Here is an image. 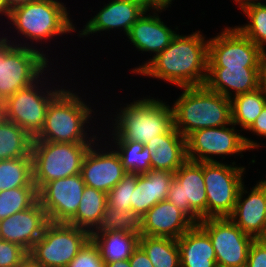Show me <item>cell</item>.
<instances>
[{
    "label": "cell",
    "mask_w": 266,
    "mask_h": 267,
    "mask_svg": "<svg viewBox=\"0 0 266 267\" xmlns=\"http://www.w3.org/2000/svg\"><path fill=\"white\" fill-rule=\"evenodd\" d=\"M181 89V96L171 107L174 127L185 138L200 129L231 125V99L205 85Z\"/></svg>",
    "instance_id": "7a4b0ae2"
},
{
    "label": "cell",
    "mask_w": 266,
    "mask_h": 267,
    "mask_svg": "<svg viewBox=\"0 0 266 267\" xmlns=\"http://www.w3.org/2000/svg\"><path fill=\"white\" fill-rule=\"evenodd\" d=\"M245 186H241L234 211L229 218L244 233L258 239L262 235L265 220L266 182L261 179L251 191H247ZM247 193L249 194L245 198L244 194Z\"/></svg>",
    "instance_id": "44dd1931"
},
{
    "label": "cell",
    "mask_w": 266,
    "mask_h": 267,
    "mask_svg": "<svg viewBox=\"0 0 266 267\" xmlns=\"http://www.w3.org/2000/svg\"><path fill=\"white\" fill-rule=\"evenodd\" d=\"M139 237L114 231L91 233V240L98 247L104 263L128 260L139 245Z\"/></svg>",
    "instance_id": "484cf974"
},
{
    "label": "cell",
    "mask_w": 266,
    "mask_h": 267,
    "mask_svg": "<svg viewBox=\"0 0 266 267\" xmlns=\"http://www.w3.org/2000/svg\"><path fill=\"white\" fill-rule=\"evenodd\" d=\"M107 204V193L85 186L77 212L68 224L93 233L99 227Z\"/></svg>",
    "instance_id": "4316f807"
},
{
    "label": "cell",
    "mask_w": 266,
    "mask_h": 267,
    "mask_svg": "<svg viewBox=\"0 0 266 267\" xmlns=\"http://www.w3.org/2000/svg\"><path fill=\"white\" fill-rule=\"evenodd\" d=\"M204 85L232 99L259 88V67H208Z\"/></svg>",
    "instance_id": "7402d4cb"
},
{
    "label": "cell",
    "mask_w": 266,
    "mask_h": 267,
    "mask_svg": "<svg viewBox=\"0 0 266 267\" xmlns=\"http://www.w3.org/2000/svg\"><path fill=\"white\" fill-rule=\"evenodd\" d=\"M240 9L250 20L243 26L235 27L263 52H266V4L259 1L258 3L247 4Z\"/></svg>",
    "instance_id": "836d02e7"
},
{
    "label": "cell",
    "mask_w": 266,
    "mask_h": 267,
    "mask_svg": "<svg viewBox=\"0 0 266 267\" xmlns=\"http://www.w3.org/2000/svg\"><path fill=\"white\" fill-rule=\"evenodd\" d=\"M139 246L145 251L154 267H180L177 239L141 235Z\"/></svg>",
    "instance_id": "f546056e"
},
{
    "label": "cell",
    "mask_w": 266,
    "mask_h": 267,
    "mask_svg": "<svg viewBox=\"0 0 266 267\" xmlns=\"http://www.w3.org/2000/svg\"><path fill=\"white\" fill-rule=\"evenodd\" d=\"M99 148L96 142L90 146L82 163L81 175L86 186L108 193L122 180L126 171L115 148L108 151L106 147L104 150Z\"/></svg>",
    "instance_id": "2e32d148"
},
{
    "label": "cell",
    "mask_w": 266,
    "mask_h": 267,
    "mask_svg": "<svg viewBox=\"0 0 266 267\" xmlns=\"http://www.w3.org/2000/svg\"><path fill=\"white\" fill-rule=\"evenodd\" d=\"M167 200L183 211L195 224L207 218L203 162L187 160L174 173Z\"/></svg>",
    "instance_id": "7c38bea8"
},
{
    "label": "cell",
    "mask_w": 266,
    "mask_h": 267,
    "mask_svg": "<svg viewBox=\"0 0 266 267\" xmlns=\"http://www.w3.org/2000/svg\"><path fill=\"white\" fill-rule=\"evenodd\" d=\"M222 127L200 129L186 138L187 159L195 162H217L214 157L241 155L242 152L260 148V143L243 136L231 123ZM214 155V157H213Z\"/></svg>",
    "instance_id": "8fae6325"
},
{
    "label": "cell",
    "mask_w": 266,
    "mask_h": 267,
    "mask_svg": "<svg viewBox=\"0 0 266 267\" xmlns=\"http://www.w3.org/2000/svg\"><path fill=\"white\" fill-rule=\"evenodd\" d=\"M155 4H171L173 0H151Z\"/></svg>",
    "instance_id": "681fc988"
},
{
    "label": "cell",
    "mask_w": 266,
    "mask_h": 267,
    "mask_svg": "<svg viewBox=\"0 0 266 267\" xmlns=\"http://www.w3.org/2000/svg\"><path fill=\"white\" fill-rule=\"evenodd\" d=\"M198 225L211 239L218 267H246L251 243L255 240L252 236L229 217L205 218Z\"/></svg>",
    "instance_id": "4fadbf2b"
},
{
    "label": "cell",
    "mask_w": 266,
    "mask_h": 267,
    "mask_svg": "<svg viewBox=\"0 0 266 267\" xmlns=\"http://www.w3.org/2000/svg\"><path fill=\"white\" fill-rule=\"evenodd\" d=\"M258 240L266 241V207H265V220L262 229V235L258 238Z\"/></svg>",
    "instance_id": "7dc6e473"
},
{
    "label": "cell",
    "mask_w": 266,
    "mask_h": 267,
    "mask_svg": "<svg viewBox=\"0 0 266 267\" xmlns=\"http://www.w3.org/2000/svg\"><path fill=\"white\" fill-rule=\"evenodd\" d=\"M266 106V93L258 88L254 91L233 96L231 99L232 123L241 131L248 130Z\"/></svg>",
    "instance_id": "f1b7e54d"
},
{
    "label": "cell",
    "mask_w": 266,
    "mask_h": 267,
    "mask_svg": "<svg viewBox=\"0 0 266 267\" xmlns=\"http://www.w3.org/2000/svg\"><path fill=\"white\" fill-rule=\"evenodd\" d=\"M119 109L112 125V141L149 143L174 127L173 111L161 99L142 98Z\"/></svg>",
    "instance_id": "277c9868"
},
{
    "label": "cell",
    "mask_w": 266,
    "mask_h": 267,
    "mask_svg": "<svg viewBox=\"0 0 266 267\" xmlns=\"http://www.w3.org/2000/svg\"><path fill=\"white\" fill-rule=\"evenodd\" d=\"M174 173L151 169L138 174L136 188L132 193L131 209L140 218L158 202L167 199Z\"/></svg>",
    "instance_id": "603a6c76"
},
{
    "label": "cell",
    "mask_w": 266,
    "mask_h": 267,
    "mask_svg": "<svg viewBox=\"0 0 266 267\" xmlns=\"http://www.w3.org/2000/svg\"><path fill=\"white\" fill-rule=\"evenodd\" d=\"M126 173L145 174L151 170V153L143 143L113 141Z\"/></svg>",
    "instance_id": "1f68e13d"
},
{
    "label": "cell",
    "mask_w": 266,
    "mask_h": 267,
    "mask_svg": "<svg viewBox=\"0 0 266 267\" xmlns=\"http://www.w3.org/2000/svg\"><path fill=\"white\" fill-rule=\"evenodd\" d=\"M208 40V67H259L264 52L235 26Z\"/></svg>",
    "instance_id": "5bb4252c"
},
{
    "label": "cell",
    "mask_w": 266,
    "mask_h": 267,
    "mask_svg": "<svg viewBox=\"0 0 266 267\" xmlns=\"http://www.w3.org/2000/svg\"><path fill=\"white\" fill-rule=\"evenodd\" d=\"M66 267H105V263L90 239Z\"/></svg>",
    "instance_id": "8d00e7d4"
},
{
    "label": "cell",
    "mask_w": 266,
    "mask_h": 267,
    "mask_svg": "<svg viewBox=\"0 0 266 267\" xmlns=\"http://www.w3.org/2000/svg\"><path fill=\"white\" fill-rule=\"evenodd\" d=\"M170 4H152L132 25L127 38L138 51L153 53L154 56L162 52L177 34L169 28L159 17L158 12L167 9ZM153 9V14H147ZM155 52V54H154Z\"/></svg>",
    "instance_id": "ac0fdd59"
},
{
    "label": "cell",
    "mask_w": 266,
    "mask_h": 267,
    "mask_svg": "<svg viewBox=\"0 0 266 267\" xmlns=\"http://www.w3.org/2000/svg\"><path fill=\"white\" fill-rule=\"evenodd\" d=\"M28 258V252L16 243L0 239V267H19Z\"/></svg>",
    "instance_id": "74e56055"
},
{
    "label": "cell",
    "mask_w": 266,
    "mask_h": 267,
    "mask_svg": "<svg viewBox=\"0 0 266 267\" xmlns=\"http://www.w3.org/2000/svg\"><path fill=\"white\" fill-rule=\"evenodd\" d=\"M18 187H36L32 157L0 160V192Z\"/></svg>",
    "instance_id": "4dcf8cb0"
},
{
    "label": "cell",
    "mask_w": 266,
    "mask_h": 267,
    "mask_svg": "<svg viewBox=\"0 0 266 267\" xmlns=\"http://www.w3.org/2000/svg\"><path fill=\"white\" fill-rule=\"evenodd\" d=\"M65 6L58 0H33L9 11L7 18L12 22L17 34L32 42L31 45L27 42L15 44L36 48L32 46L34 40L35 43L47 39L51 41V38L57 35L77 31Z\"/></svg>",
    "instance_id": "5b68a950"
},
{
    "label": "cell",
    "mask_w": 266,
    "mask_h": 267,
    "mask_svg": "<svg viewBox=\"0 0 266 267\" xmlns=\"http://www.w3.org/2000/svg\"><path fill=\"white\" fill-rule=\"evenodd\" d=\"M105 267H131L129 260H120L111 263H105Z\"/></svg>",
    "instance_id": "ee69618b"
},
{
    "label": "cell",
    "mask_w": 266,
    "mask_h": 267,
    "mask_svg": "<svg viewBox=\"0 0 266 267\" xmlns=\"http://www.w3.org/2000/svg\"><path fill=\"white\" fill-rule=\"evenodd\" d=\"M85 186L81 173L46 183L38 197L48 221L68 223L77 212Z\"/></svg>",
    "instance_id": "9a60e30c"
},
{
    "label": "cell",
    "mask_w": 266,
    "mask_h": 267,
    "mask_svg": "<svg viewBox=\"0 0 266 267\" xmlns=\"http://www.w3.org/2000/svg\"><path fill=\"white\" fill-rule=\"evenodd\" d=\"M247 131H252L259 137H266V106Z\"/></svg>",
    "instance_id": "60d3db41"
},
{
    "label": "cell",
    "mask_w": 266,
    "mask_h": 267,
    "mask_svg": "<svg viewBox=\"0 0 266 267\" xmlns=\"http://www.w3.org/2000/svg\"><path fill=\"white\" fill-rule=\"evenodd\" d=\"M39 50L0 37V104L48 72V56Z\"/></svg>",
    "instance_id": "8992f818"
},
{
    "label": "cell",
    "mask_w": 266,
    "mask_h": 267,
    "mask_svg": "<svg viewBox=\"0 0 266 267\" xmlns=\"http://www.w3.org/2000/svg\"><path fill=\"white\" fill-rule=\"evenodd\" d=\"M180 267H218L209 235L194 224L177 239Z\"/></svg>",
    "instance_id": "d4e9b609"
},
{
    "label": "cell",
    "mask_w": 266,
    "mask_h": 267,
    "mask_svg": "<svg viewBox=\"0 0 266 267\" xmlns=\"http://www.w3.org/2000/svg\"><path fill=\"white\" fill-rule=\"evenodd\" d=\"M138 174L126 173L122 180L107 193L108 205L121 211L132 210V193L136 188Z\"/></svg>",
    "instance_id": "d590c367"
},
{
    "label": "cell",
    "mask_w": 266,
    "mask_h": 267,
    "mask_svg": "<svg viewBox=\"0 0 266 267\" xmlns=\"http://www.w3.org/2000/svg\"><path fill=\"white\" fill-rule=\"evenodd\" d=\"M246 267H266V241L255 239L251 243Z\"/></svg>",
    "instance_id": "f35d334b"
},
{
    "label": "cell",
    "mask_w": 266,
    "mask_h": 267,
    "mask_svg": "<svg viewBox=\"0 0 266 267\" xmlns=\"http://www.w3.org/2000/svg\"><path fill=\"white\" fill-rule=\"evenodd\" d=\"M89 106L76 92L64 88L50 102L43 128L33 141L95 143L99 137L86 133L94 113Z\"/></svg>",
    "instance_id": "3957f363"
},
{
    "label": "cell",
    "mask_w": 266,
    "mask_h": 267,
    "mask_svg": "<svg viewBox=\"0 0 266 267\" xmlns=\"http://www.w3.org/2000/svg\"><path fill=\"white\" fill-rule=\"evenodd\" d=\"M194 224L183 211L166 199L141 217V235L179 239Z\"/></svg>",
    "instance_id": "ffe728a7"
},
{
    "label": "cell",
    "mask_w": 266,
    "mask_h": 267,
    "mask_svg": "<svg viewBox=\"0 0 266 267\" xmlns=\"http://www.w3.org/2000/svg\"><path fill=\"white\" fill-rule=\"evenodd\" d=\"M30 1L33 0H6V16H8L9 11H11L12 9L27 4Z\"/></svg>",
    "instance_id": "7bdbcfd3"
},
{
    "label": "cell",
    "mask_w": 266,
    "mask_h": 267,
    "mask_svg": "<svg viewBox=\"0 0 266 267\" xmlns=\"http://www.w3.org/2000/svg\"><path fill=\"white\" fill-rule=\"evenodd\" d=\"M259 88L266 93V52L262 54L259 63Z\"/></svg>",
    "instance_id": "b9f144b4"
},
{
    "label": "cell",
    "mask_w": 266,
    "mask_h": 267,
    "mask_svg": "<svg viewBox=\"0 0 266 267\" xmlns=\"http://www.w3.org/2000/svg\"><path fill=\"white\" fill-rule=\"evenodd\" d=\"M234 1L240 6L239 8L250 3H258V0H234Z\"/></svg>",
    "instance_id": "f6af8a7d"
},
{
    "label": "cell",
    "mask_w": 266,
    "mask_h": 267,
    "mask_svg": "<svg viewBox=\"0 0 266 267\" xmlns=\"http://www.w3.org/2000/svg\"><path fill=\"white\" fill-rule=\"evenodd\" d=\"M152 4L151 0H112L105 3L99 12L79 31V36L96 34L101 31L120 29L127 36L132 25Z\"/></svg>",
    "instance_id": "e0dca14e"
},
{
    "label": "cell",
    "mask_w": 266,
    "mask_h": 267,
    "mask_svg": "<svg viewBox=\"0 0 266 267\" xmlns=\"http://www.w3.org/2000/svg\"><path fill=\"white\" fill-rule=\"evenodd\" d=\"M128 260L131 267H154L145 251L139 245Z\"/></svg>",
    "instance_id": "ab89813d"
},
{
    "label": "cell",
    "mask_w": 266,
    "mask_h": 267,
    "mask_svg": "<svg viewBox=\"0 0 266 267\" xmlns=\"http://www.w3.org/2000/svg\"><path fill=\"white\" fill-rule=\"evenodd\" d=\"M92 144L33 141V183L37 190L52 180L80 174L84 157Z\"/></svg>",
    "instance_id": "52a82bcc"
},
{
    "label": "cell",
    "mask_w": 266,
    "mask_h": 267,
    "mask_svg": "<svg viewBox=\"0 0 266 267\" xmlns=\"http://www.w3.org/2000/svg\"><path fill=\"white\" fill-rule=\"evenodd\" d=\"M90 239L91 234L84 229L49 221L28 258L41 267H66Z\"/></svg>",
    "instance_id": "ba28073f"
},
{
    "label": "cell",
    "mask_w": 266,
    "mask_h": 267,
    "mask_svg": "<svg viewBox=\"0 0 266 267\" xmlns=\"http://www.w3.org/2000/svg\"><path fill=\"white\" fill-rule=\"evenodd\" d=\"M222 162H203V177L207 194V218L229 217L244 184L246 168ZM243 176V177H242Z\"/></svg>",
    "instance_id": "30bf717a"
},
{
    "label": "cell",
    "mask_w": 266,
    "mask_h": 267,
    "mask_svg": "<svg viewBox=\"0 0 266 267\" xmlns=\"http://www.w3.org/2000/svg\"><path fill=\"white\" fill-rule=\"evenodd\" d=\"M19 267H41L27 258Z\"/></svg>",
    "instance_id": "bcb514c9"
},
{
    "label": "cell",
    "mask_w": 266,
    "mask_h": 267,
    "mask_svg": "<svg viewBox=\"0 0 266 267\" xmlns=\"http://www.w3.org/2000/svg\"><path fill=\"white\" fill-rule=\"evenodd\" d=\"M208 42L200 30L190 35L177 33L162 52L131 72L161 79L180 88L202 86L207 77Z\"/></svg>",
    "instance_id": "6da1fadb"
},
{
    "label": "cell",
    "mask_w": 266,
    "mask_h": 267,
    "mask_svg": "<svg viewBox=\"0 0 266 267\" xmlns=\"http://www.w3.org/2000/svg\"><path fill=\"white\" fill-rule=\"evenodd\" d=\"M0 15L6 16V0H0Z\"/></svg>",
    "instance_id": "c3c4849f"
},
{
    "label": "cell",
    "mask_w": 266,
    "mask_h": 267,
    "mask_svg": "<svg viewBox=\"0 0 266 267\" xmlns=\"http://www.w3.org/2000/svg\"><path fill=\"white\" fill-rule=\"evenodd\" d=\"M48 222L38 200L32 207L0 220V239L16 243L29 252Z\"/></svg>",
    "instance_id": "d6986e66"
},
{
    "label": "cell",
    "mask_w": 266,
    "mask_h": 267,
    "mask_svg": "<svg viewBox=\"0 0 266 267\" xmlns=\"http://www.w3.org/2000/svg\"><path fill=\"white\" fill-rule=\"evenodd\" d=\"M112 231L141 236V218L132 210L121 211L107 204L102 213L99 227L94 232Z\"/></svg>",
    "instance_id": "d6a6232c"
},
{
    "label": "cell",
    "mask_w": 266,
    "mask_h": 267,
    "mask_svg": "<svg viewBox=\"0 0 266 267\" xmlns=\"http://www.w3.org/2000/svg\"><path fill=\"white\" fill-rule=\"evenodd\" d=\"M37 187H18L0 192V220L32 207L37 201Z\"/></svg>",
    "instance_id": "e575fe53"
},
{
    "label": "cell",
    "mask_w": 266,
    "mask_h": 267,
    "mask_svg": "<svg viewBox=\"0 0 266 267\" xmlns=\"http://www.w3.org/2000/svg\"><path fill=\"white\" fill-rule=\"evenodd\" d=\"M44 77L46 78L45 73L32 85L18 90L0 105V114L22 127L33 139L43 128L50 102L63 90L60 85L57 89L49 88L46 81H41Z\"/></svg>",
    "instance_id": "9c48e42d"
},
{
    "label": "cell",
    "mask_w": 266,
    "mask_h": 267,
    "mask_svg": "<svg viewBox=\"0 0 266 267\" xmlns=\"http://www.w3.org/2000/svg\"><path fill=\"white\" fill-rule=\"evenodd\" d=\"M151 153V169L175 173L188 159L186 138L175 127L145 144Z\"/></svg>",
    "instance_id": "cb8c5ba5"
},
{
    "label": "cell",
    "mask_w": 266,
    "mask_h": 267,
    "mask_svg": "<svg viewBox=\"0 0 266 267\" xmlns=\"http://www.w3.org/2000/svg\"><path fill=\"white\" fill-rule=\"evenodd\" d=\"M33 138L0 114V160L32 157Z\"/></svg>",
    "instance_id": "83f0119b"
}]
</instances>
